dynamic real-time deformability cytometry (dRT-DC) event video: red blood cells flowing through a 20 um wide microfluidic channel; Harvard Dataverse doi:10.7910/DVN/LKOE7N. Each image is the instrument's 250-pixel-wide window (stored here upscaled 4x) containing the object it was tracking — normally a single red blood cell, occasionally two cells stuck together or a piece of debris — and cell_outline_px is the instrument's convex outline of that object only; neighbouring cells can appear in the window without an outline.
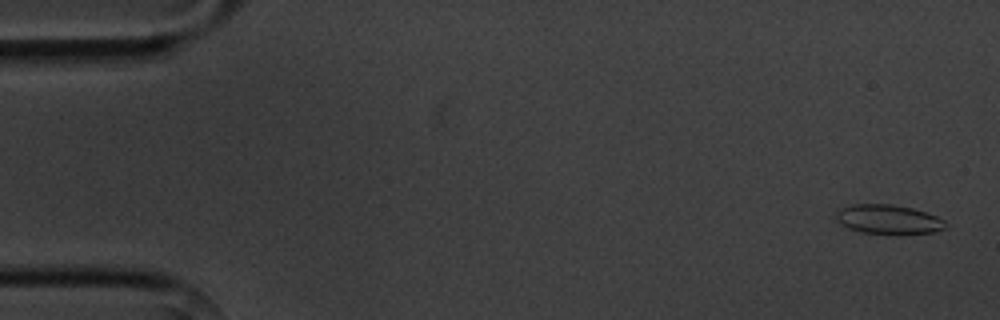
{"species": "common noctule bat (a hibernating species)", "species_latin": "Nyctalus noctula", "temperature_condition": "cold", "stored_images_in_passage": 5, "camera_frame_rate_fps": 3000, "um_per_image_px": 0.085, "animal": {"sex": "male", "body_mass_g": 20.1, "forearm_length_mm": 53.5}, "frame": {"image": 1, "passage_image": 1, "time_ms": 0.0, "image_size_px": [1000, 320], "cell_outline_px": [[948, 224], [944, 228], [932, 232], [896, 236], [860, 232], [848, 228], [840, 224], [836, 220], [836, 212], [840, 208], [852, 204], [892, 204], [912, 208], [936, 216], [944, 220]], "centroid_in_image_um": [75.49, 18.67], "position_along_channel_um": 9.5, "area_um2": 19.19}}